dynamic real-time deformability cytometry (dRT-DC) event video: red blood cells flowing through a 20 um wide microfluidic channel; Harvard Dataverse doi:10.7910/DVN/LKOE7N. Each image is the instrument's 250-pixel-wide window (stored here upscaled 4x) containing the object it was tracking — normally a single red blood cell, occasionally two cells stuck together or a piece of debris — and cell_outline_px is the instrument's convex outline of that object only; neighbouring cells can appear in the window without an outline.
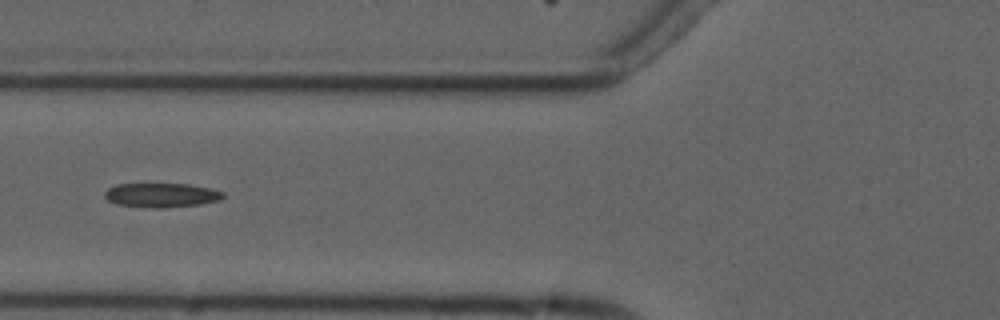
{"species": "common noctule bat (a hibernating species)", "species_latin": "Nyctalus noctula", "temperature_condition": "cold", "stored_images_in_passage": 6, "camera_frame_rate_fps": 3000, "um_per_image_px": 0.085, "animal": {"sex": "male", "forearm_length_mm": 52.5}, "frame": {"image": 1, "passage_image": 6, "time_ms": 6.333, "image_size_px": [1000, 320], "cell_outline_px": [[224, 196], [220, 200], [200, 204], [164, 208], [152, 208], [120, 204], [108, 200], [104, 196], [104, 192], [108, 188], [116, 184], [188, 184], [212, 188], [224, 192]], "centroid_in_image_um": [13.75, 16.58], "position_along_channel_um": 112.1, "area_um2": 16.7}}